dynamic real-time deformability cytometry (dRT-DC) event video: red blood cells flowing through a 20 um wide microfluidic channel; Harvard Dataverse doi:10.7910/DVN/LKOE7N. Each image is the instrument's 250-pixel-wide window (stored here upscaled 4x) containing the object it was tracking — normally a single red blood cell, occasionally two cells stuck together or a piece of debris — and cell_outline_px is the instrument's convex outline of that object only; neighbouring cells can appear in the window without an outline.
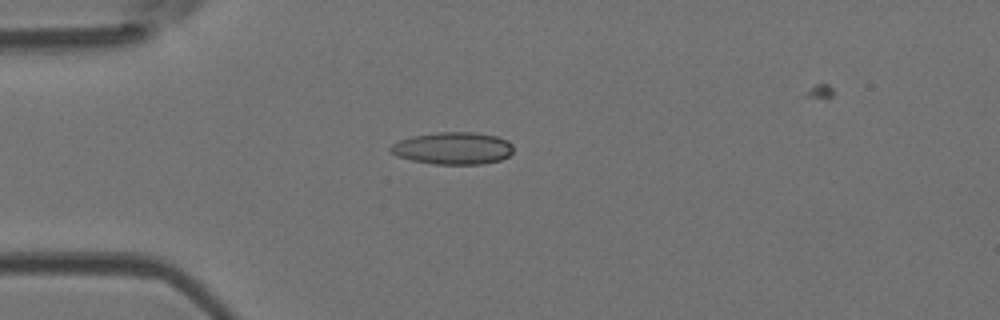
{"species": "Egyptian fruit bat (a non-hibernating species)", "species_latin": "Rousettus aegyptiacus", "temperature_condition": "room temperature", "stored_images_in_passage": 38, "camera_frame_rate_fps": 3000, "um_per_image_px": 0.085, "animal": {"sex": "female"}, "frame": {"image": 1, "passage_image": 1, "time_ms": 0.0, "image_size_px": [1000, 320], "cell_outline_px": [[512, 152], [508, 156], [500, 160], [484, 164], [432, 164], [412, 160], [396, 156], [388, 148], [392, 144], [400, 140], [412, 136], [436, 132], [472, 132], [496, 136], [508, 140], [512, 144]], "centroid_in_image_um": [38.5, 12.6], "position_along_channel_um": 46.5, "area_um2": 23.12}}
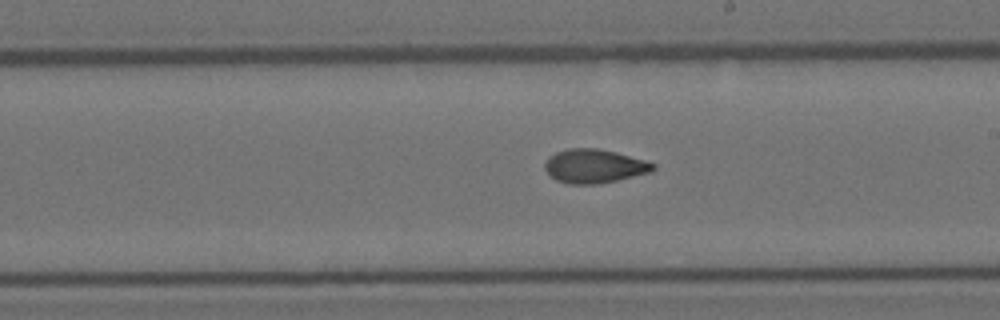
{"frame": {"image": 2, "passage_image": 17, "time_ms": 5.333, "image_size_px": [1000, 320], "cell_outline_px": [[656, 168], [652, 172], [600, 184], [568, 184], [556, 180], [544, 168], [544, 164], [556, 152], [568, 148], [596, 148], [616, 152], [644, 160], [656, 164]], "centroid_in_image_um": [50.55, 14.13], "position_along_channel_um": 238.5, "area_um2": 21.27}}
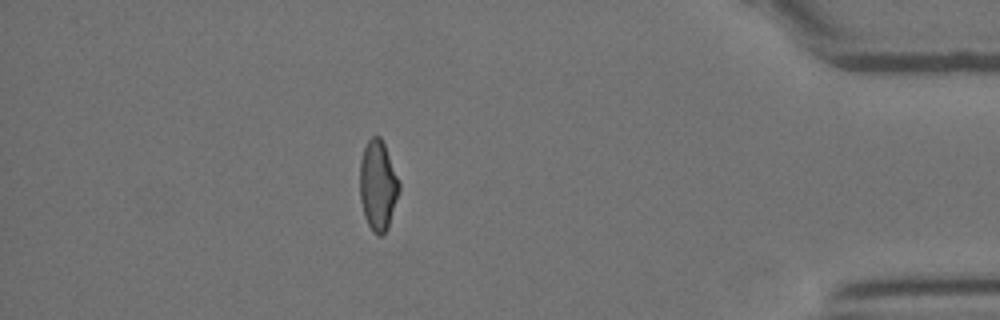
{"frame": {"image": 3, "passage_image": 33, "time_ms": 10.667, "image_size_px": [1000, 320], "cell_outline_px": [[400, 188], [388, 228], [380, 236], [372, 232], [364, 216], [360, 200], [360, 160], [364, 148], [368, 140], [372, 136], [380, 136], [384, 144], [400, 184]], "centroid_in_image_um": [32.11, 15.78], "position_along_channel_um": 403.1, "area_um2": 20.46}}